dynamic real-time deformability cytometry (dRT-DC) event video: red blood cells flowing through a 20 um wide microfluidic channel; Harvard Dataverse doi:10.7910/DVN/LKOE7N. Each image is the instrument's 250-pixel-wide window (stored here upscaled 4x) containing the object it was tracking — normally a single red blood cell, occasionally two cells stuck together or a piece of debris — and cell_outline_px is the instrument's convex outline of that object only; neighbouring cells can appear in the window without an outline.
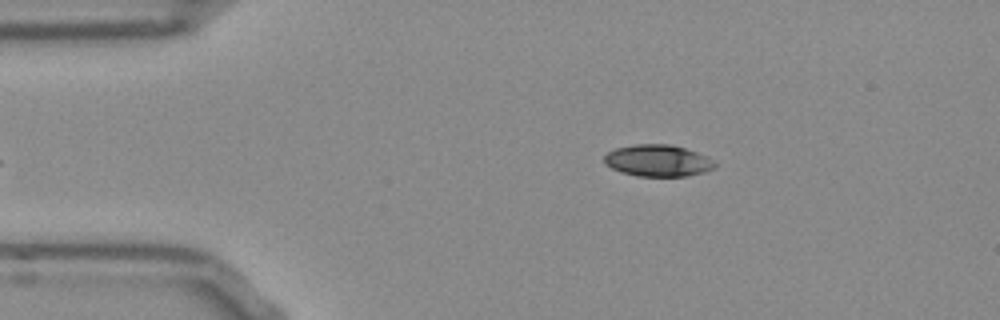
{"species": "Egyptian fruit bat (a non-hibernating species)", "species_latin": "Rousettus aegyptiacus", "temperature_condition": "room temperature", "stored_images_in_passage": 38, "camera_frame_rate_fps": 3000, "um_per_image_px": 0.085, "frame": {"image": 1, "passage_image": 2, "time_ms": 0.333, "image_size_px": [1000, 320], "cell_outline_px": [[716, 168], [704, 172], [688, 176], [636, 176], [620, 172], [604, 164], [604, 156], [608, 152], [616, 148], [636, 144], [668, 144], [684, 148], [696, 152], [712, 160], [716, 164]], "centroid_in_image_um": [55.9, 13.66], "position_along_channel_um": 29.1, "area_um2": 20.4}}
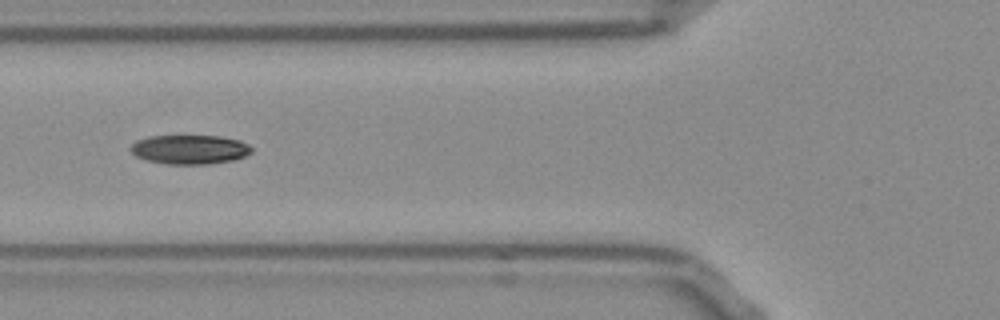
{"frame": {"image": 2, "passage_image": 12, "time_ms": 3.667, "image_size_px": [1000, 320], "cell_outline_px": [[252, 152], [244, 156], [232, 160], [208, 164], [168, 164], [148, 160], [136, 156], [132, 152], [132, 144], [136, 140], [148, 136], [220, 136], [240, 140], [248, 144], [252, 148]], "centroid_in_image_um": [16.15, 12.7], "position_along_channel_um": 109.7, "area_um2": 20.46}}
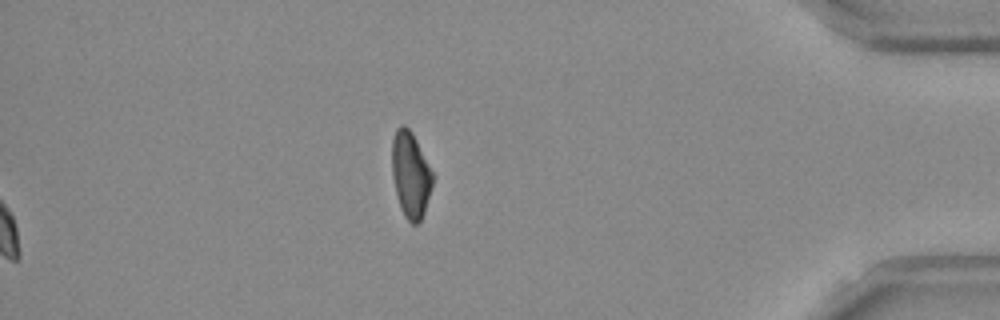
{"frame": {"image": 3, "passage_image": 38, "time_ms": 12.333, "image_size_px": [1000, 320], "cell_outline_px": [[432, 184], [424, 212], [420, 220], [416, 224], [412, 224], [404, 216], [400, 208], [392, 176], [392, 140], [396, 128], [404, 124], [412, 132], [432, 172]], "centroid_in_image_um": [34.87, 14.84], "position_along_channel_um": 400.3, "area_um2": 20.0}, "authors_computed_cell_mechanics": {"area_um2": 20.8658, "velocity_mm_per_s": 3.8599, "shape_relaxation_time_tau1_ms": 6.4915, "shape_relaxation_time_tau2_ms": 10.2378, "deformation_change_tau1": 0.1768, "deformation_change_tau2": 0.147}}